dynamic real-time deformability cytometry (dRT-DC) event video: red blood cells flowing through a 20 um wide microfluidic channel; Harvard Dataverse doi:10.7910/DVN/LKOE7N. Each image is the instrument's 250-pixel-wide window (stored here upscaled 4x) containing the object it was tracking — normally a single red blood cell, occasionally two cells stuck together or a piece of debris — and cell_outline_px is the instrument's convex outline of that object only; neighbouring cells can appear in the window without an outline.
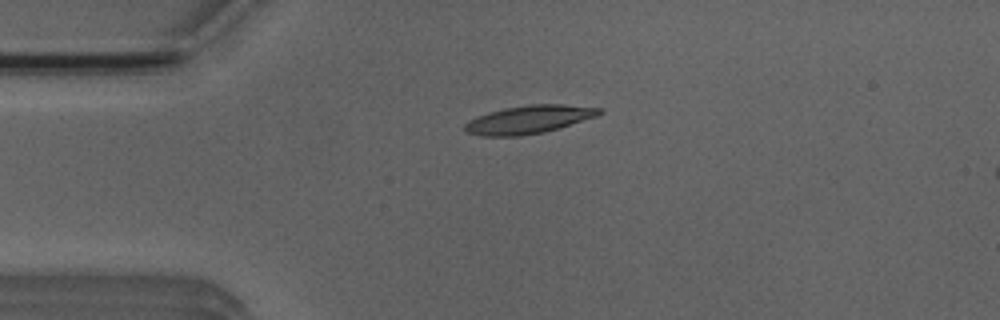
{"species": "Egyptian fruit bat (a non-hibernating species)", "species_latin": "Rousettus aegyptiacus", "temperature_condition": "room temperature", "stored_images_in_passage": 4, "camera_frame_rate_fps": 3000, "um_per_image_px": 0.085, "animal": {"sex": "male"}, "frame": {"image": 1, "passage_image": 2, "time_ms": 2.333, "image_size_px": [1000, 320], "cell_outline_px": [[604, 112], [596, 116], [544, 132], [520, 136], [484, 136], [464, 132], [464, 124], [468, 120], [476, 116], [488, 112], [504, 108], [528, 104], [564, 104], [604, 108]], "centroid_in_image_um": [44.92, 10.15], "position_along_channel_um": 40.1, "area_um2": 22.14}}